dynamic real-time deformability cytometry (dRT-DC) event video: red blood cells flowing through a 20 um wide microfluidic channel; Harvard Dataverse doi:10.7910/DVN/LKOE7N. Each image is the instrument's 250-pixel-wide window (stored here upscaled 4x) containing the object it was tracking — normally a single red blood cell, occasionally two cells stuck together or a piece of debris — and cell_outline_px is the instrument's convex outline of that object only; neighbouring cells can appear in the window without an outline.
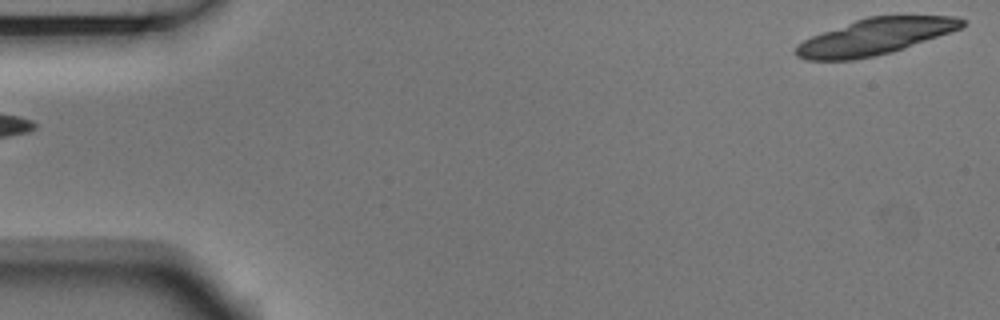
{"species": "Egyptian fruit bat (a non-hibernating species)", "species_latin": "Rousettus aegyptiacus", "temperature_condition": "room temperature", "stored_images_in_passage": 4, "segment_of_instrument_passage": [2, 2], "camera_frame_rate_fps": 3000, "um_per_image_px": 0.085, "animal": {"sex": "male"}, "frame": {"image": 1, "passage_image": 4, "time_ms": 1.0, "image_size_px": [1000, 320], "cell_outline_px": [[968, 20], [960, 28], [904, 48], [892, 52], [856, 60], [804, 60], [796, 56], [792, 52], [796, 44], [812, 36], [856, 20], [868, 16], [956, 16]], "centroid_in_image_um": [74.33, 3.13], "position_along_channel_um": 10.7, "area_um2": 34.91}}